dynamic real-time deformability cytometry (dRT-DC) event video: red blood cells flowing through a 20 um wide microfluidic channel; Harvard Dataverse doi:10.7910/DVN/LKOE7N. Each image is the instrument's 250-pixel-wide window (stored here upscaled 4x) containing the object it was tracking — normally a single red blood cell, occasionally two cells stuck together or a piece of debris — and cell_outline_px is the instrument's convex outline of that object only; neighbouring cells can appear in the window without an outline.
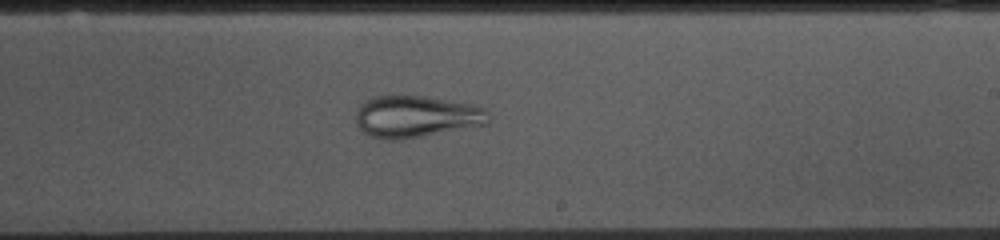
{"species": "common noctule bat (a hibernating species)", "species_latin": "Nyctalus noctula", "temperature_condition": "cold", "stored_images_in_passage": 53, "camera_frame_rate_fps": 3000, "um_per_image_px": 0.085, "animal": {"sex": "female", "body_mass_g": 10.0, "forearm_length_mm": 53.1}, "frame": {"image": 1, "passage_image": 30, "time_ms": 9.667, "image_size_px": [1000, 240], "cell_outline_px": [[488, 124], [400, 140], [384, 140], [372, 136], [364, 132], [360, 128], [356, 120], [356, 112], [360, 104], [372, 96], [428, 96], [476, 104], [484, 108], [488, 112]], "centroid_in_image_um": [35.39, 9.9], "position_along_channel_um": 253.6, "area_um2": 32.54}}
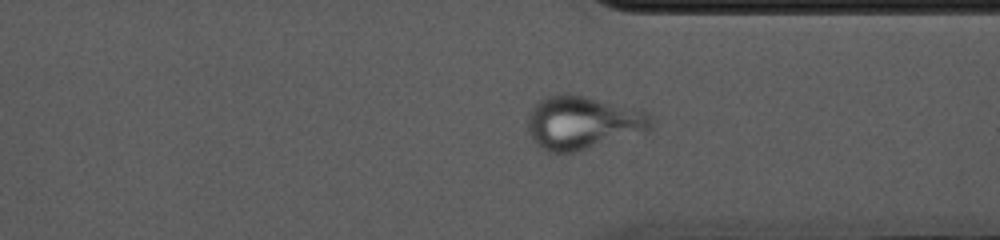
{"frame": {"image": 2, "passage_image": 39, "time_ms": 12.667, "image_size_px": [1000, 240], "cell_outline_px": [[656, 124], [648, 132], [576, 152], [556, 156], [544, 152], [532, 140], [528, 132], [528, 112], [544, 96], [560, 92], [584, 96], [640, 108], [648, 112]], "centroid_in_image_um": [49.55, 10.45], "position_along_channel_um": 361.8, "area_um2": 39.82}}
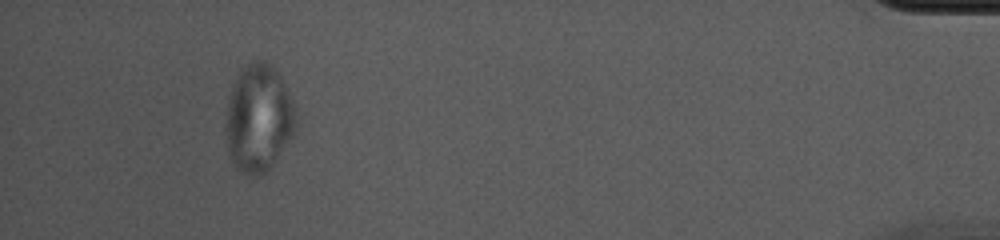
{"frame": {"image": 3, "passage_image": 49, "time_ms": 16.0, "image_size_px": [1000, 240], "cell_outline_px": [[296, 132], [272, 164], [260, 176], [252, 176], [240, 172], [232, 160], [228, 152], [224, 128], [228, 100], [236, 76], [240, 68], [252, 60], [264, 60], [272, 64], [280, 76], [292, 100], [296, 116]], "centroid_in_image_um": [21.96, 10.03], "position_along_channel_um": 413.2, "area_um2": 44.22}}